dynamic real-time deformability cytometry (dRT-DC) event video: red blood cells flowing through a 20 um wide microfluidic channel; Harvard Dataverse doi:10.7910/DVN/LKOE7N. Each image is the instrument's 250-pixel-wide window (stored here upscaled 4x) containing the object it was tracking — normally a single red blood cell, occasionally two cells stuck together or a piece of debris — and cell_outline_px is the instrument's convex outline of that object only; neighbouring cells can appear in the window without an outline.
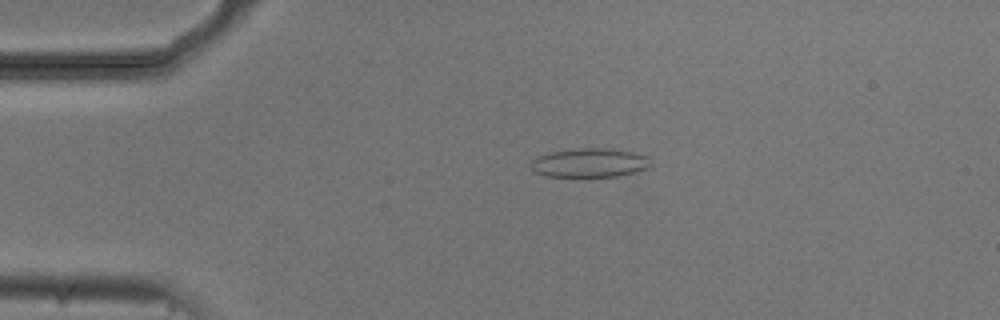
{"species": "common noctule bat (a hibernating species)", "species_latin": "Nyctalus noctula", "temperature_condition": "cold", "stored_images_in_passage": 5, "camera_frame_rate_fps": 3000, "um_per_image_px": 0.085, "animal": {"sex": "male", "body_mass_g": 20.5, "forearm_length_mm": 52.5}, "frame": {"image": 1, "passage_image": 4, "time_ms": 1.0, "image_size_px": [1000, 320], "cell_outline_px": [[652, 164], [648, 168], [636, 172], [616, 176], [544, 176], [532, 172], [528, 164], [536, 156], [548, 152], [584, 148], [604, 148], [632, 152], [648, 156]], "centroid_in_image_um": [50.06, 13.84], "position_along_channel_um": 34.9, "area_um2": 20.4}}